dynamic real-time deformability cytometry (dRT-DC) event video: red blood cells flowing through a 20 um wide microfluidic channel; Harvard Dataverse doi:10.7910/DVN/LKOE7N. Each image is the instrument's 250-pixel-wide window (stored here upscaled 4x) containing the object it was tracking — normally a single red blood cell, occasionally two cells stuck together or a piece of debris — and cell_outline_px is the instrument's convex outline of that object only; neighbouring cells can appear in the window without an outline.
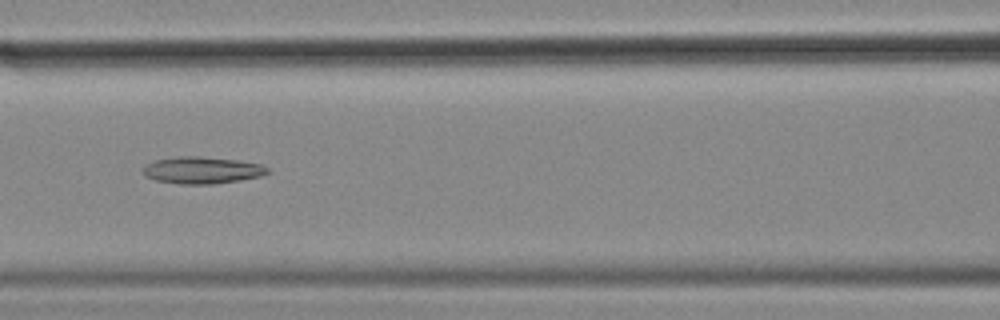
{"species": "common noctule bat (a hibernating species)", "species_latin": "Nyctalus noctula", "temperature_condition": "cold", "stored_images_in_passage": 40, "camera_frame_rate_fps": 3000, "um_per_image_px": 0.085, "animal": {"sex": "female", "body_mass_g": 18.4}, "frame": {"image": 1, "passage_image": 15, "time_ms": 4.667, "image_size_px": [1000, 320], "cell_outline_px": [[272, 172], [260, 176], [240, 180], [212, 184], [180, 184], [156, 180], [144, 176], [140, 168], [156, 160], [176, 156], [200, 156], [236, 160], [260, 164], [268, 168]], "centroid_in_image_um": [17.16, 14.46], "position_along_channel_um": 149.4, "area_um2": 19.59}}
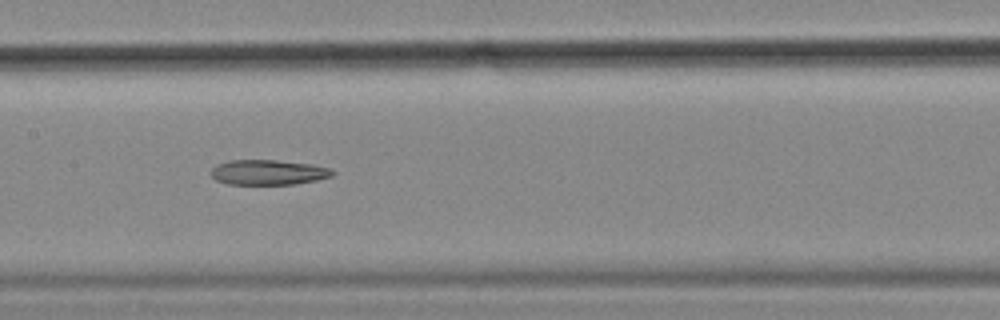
{"frame": {"image": 2, "passage_image": 18, "time_ms": 5.667, "image_size_px": [1000, 320], "cell_outline_px": [[336, 172], [332, 176], [316, 180], [292, 184], [228, 184], [216, 180], [212, 176], [212, 168], [216, 164], [228, 160], [276, 160], [312, 164], [328, 168]], "centroid_in_image_um": [22.79, 14.64], "position_along_channel_um": 184.6, "area_um2": 17.69}}
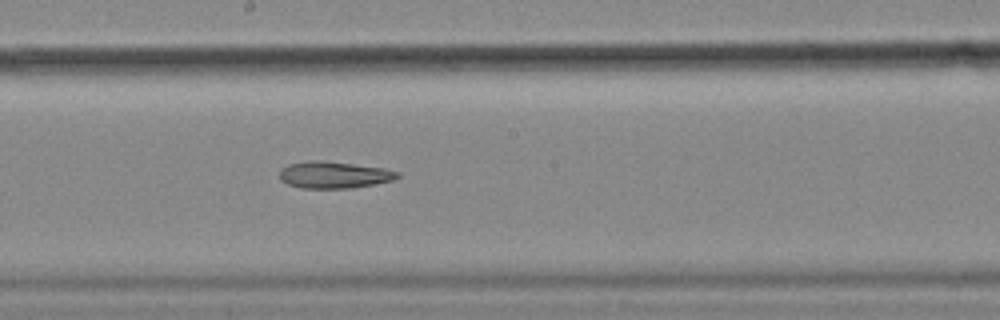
{"frame": {"image": 3, "passage_image": 21, "time_ms": 6.667, "image_size_px": [1000, 320], "cell_outline_px": [[400, 176], [392, 180], [352, 188], [300, 188], [288, 184], [280, 180], [280, 168], [288, 164], [308, 160], [320, 160], [384, 168], [400, 172]], "centroid_in_image_um": [28.35, 14.86], "position_along_channel_um": 219.9, "area_um2": 18.38}}